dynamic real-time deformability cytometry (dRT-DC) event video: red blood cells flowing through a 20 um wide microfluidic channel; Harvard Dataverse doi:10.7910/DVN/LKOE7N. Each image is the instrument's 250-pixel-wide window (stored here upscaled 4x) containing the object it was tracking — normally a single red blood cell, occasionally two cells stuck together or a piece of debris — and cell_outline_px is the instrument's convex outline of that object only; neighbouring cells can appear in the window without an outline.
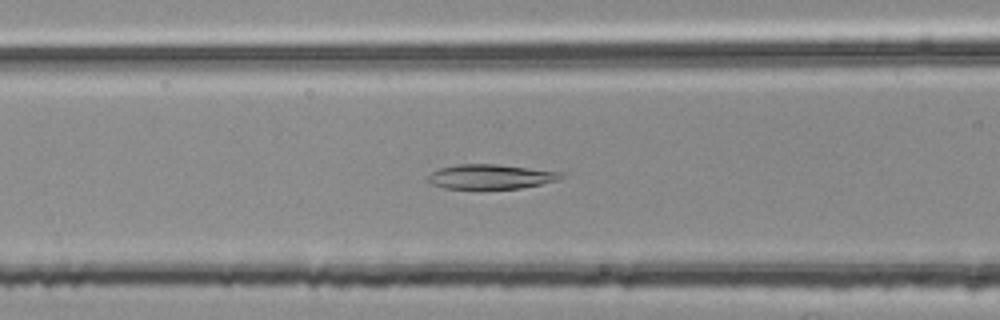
{"species": "common noctule bat (a hibernating species)", "species_latin": "Nyctalus noctula", "temperature_condition": "room temperature", "stored_images_in_passage": 53, "camera_frame_rate_fps": 3000, "um_per_image_px": 0.085, "animal": {"sex": "female", "body_mass_g": 25.1}, "frame": {"image": 1, "passage_image": 22, "time_ms": 7.0, "image_size_px": [1000, 320], "cell_outline_px": [[564, 176], [560, 180], [520, 188], [444, 188], [428, 184], [424, 180], [432, 172], [440, 168], [456, 164], [496, 164], [564, 172]], "centroid_in_image_um": [41.68, 15.01], "position_along_channel_um": 124.9, "area_um2": 19.19}}
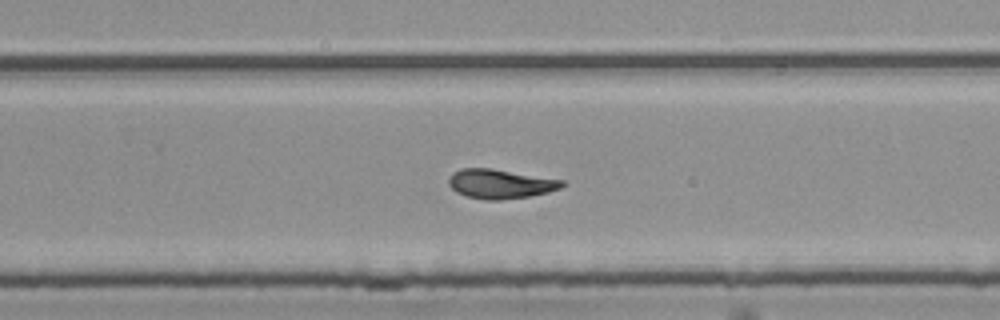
{"frame": {"image": 2, "passage_image": 35, "time_ms": 11.333, "image_size_px": [1000, 320], "cell_outline_px": [[568, 184], [560, 188], [548, 192], [528, 196], [500, 200], [484, 200], [468, 196], [456, 192], [448, 184], [448, 176], [452, 172], [460, 168], [492, 168], [564, 180]], "centroid_in_image_um": [42.52, 15.62], "position_along_channel_um": 287.3, "area_um2": 19.54}}
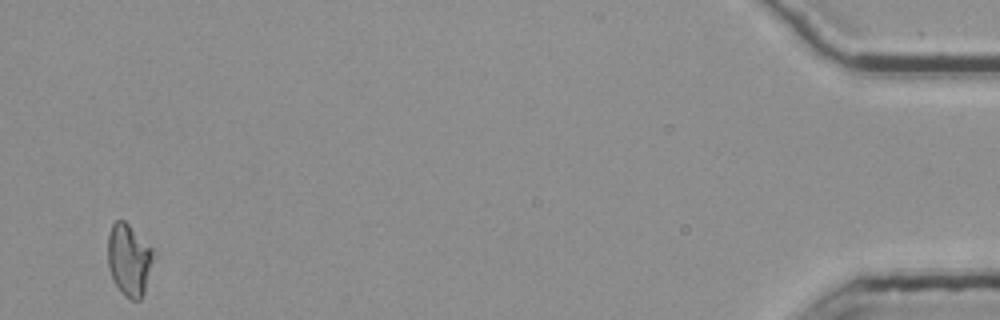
{"frame": {"image": 3, "passage_image": 53, "time_ms": 17.333, "image_size_px": [1000, 320], "cell_outline_px": [[156, 252], [144, 292], [140, 300], [132, 300], [124, 296], [112, 280], [108, 268], [108, 236], [112, 224], [116, 220], [124, 220]], "centroid_in_image_um": [10.97, 22.1], "position_along_channel_um": 424.2, "area_um2": 19.25}, "authors_computed_cell_mechanics": {"area_um2": 19.652, "velocity_mm_per_s": 3.7477, "shape_relaxation_time_tau1_ms": null, "shape_relaxation_time_tau2_ms": 8.1925, "deformation_change_tau1": null, "deformation_change_tau2": 0.1256}}